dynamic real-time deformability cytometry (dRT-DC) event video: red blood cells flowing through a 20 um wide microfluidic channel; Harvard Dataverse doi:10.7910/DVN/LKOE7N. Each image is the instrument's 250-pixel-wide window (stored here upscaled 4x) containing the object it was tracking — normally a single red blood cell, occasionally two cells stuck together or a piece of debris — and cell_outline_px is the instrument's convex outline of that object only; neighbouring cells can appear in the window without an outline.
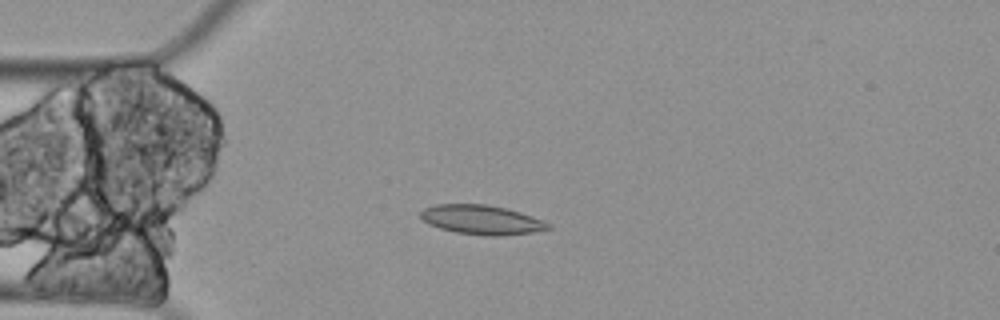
{"species": "Egyptian fruit bat (a non-hibernating species)", "species_latin": "Rousettus aegyptiacus", "temperature_condition": "cold", "stored_images_in_passage": 3, "camera_frame_rate_fps": 3000, "um_per_image_px": 0.085, "animal": {"sex": "female"}, "frame": {"image": 1, "passage_image": 3, "time_ms": 0.667, "image_size_px": [1000, 320], "cell_outline_px": [[552, 228], [532, 232], [496, 236], [492, 236], [456, 232], [440, 228], [428, 224], [420, 216], [420, 212], [424, 208], [436, 204], [488, 204], [520, 212], [544, 220], [552, 224]], "centroid_in_image_um": [40.95, 18.67], "position_along_channel_um": 44.0, "area_um2": 21.73}}